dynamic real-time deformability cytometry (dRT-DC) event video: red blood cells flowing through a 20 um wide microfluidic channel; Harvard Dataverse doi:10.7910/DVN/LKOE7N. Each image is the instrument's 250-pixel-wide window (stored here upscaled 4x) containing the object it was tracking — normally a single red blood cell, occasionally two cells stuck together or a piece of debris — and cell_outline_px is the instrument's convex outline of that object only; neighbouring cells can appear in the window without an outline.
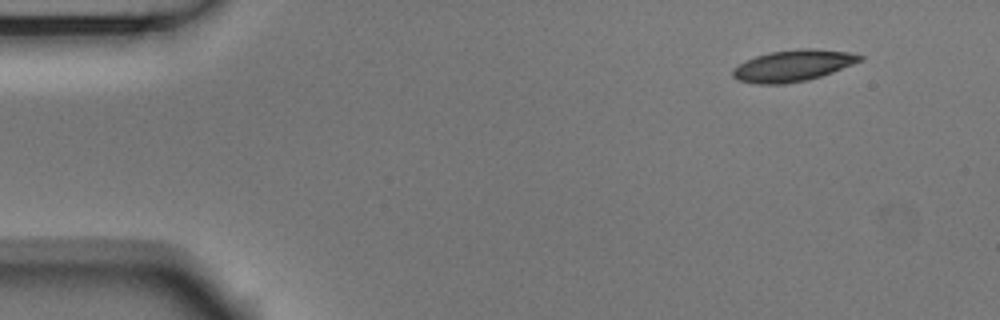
{"species": "Egyptian fruit bat (a non-hibernating species)", "species_latin": "Rousettus aegyptiacus", "temperature_condition": "room temperature", "stored_images_in_passage": 50, "camera_frame_rate_fps": 3000, "um_per_image_px": 0.085, "animal": {"sex": "male"}, "frame": {"image": 1, "passage_image": 1, "time_ms": 0.0, "image_size_px": [1000, 320], "cell_outline_px": [[864, 60], [832, 72], [808, 80], [784, 84], [756, 84], [736, 80], [732, 76], [732, 68], [744, 60], [756, 56], [772, 52], [796, 48], [816, 48], [848, 52], [864, 56]], "centroid_in_image_um": [67.38, 5.58], "position_along_channel_um": 17.6, "area_um2": 23.52}}
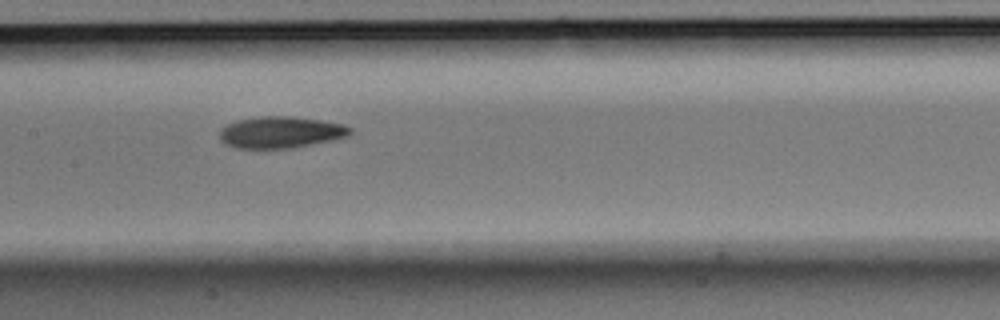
{"frame": {"image": 2, "passage_image": 22, "time_ms": 7.0, "image_size_px": [1000, 320], "cell_outline_px": [[352, 132], [348, 136], [332, 140], [292, 148], [236, 148], [224, 144], [220, 140], [220, 132], [228, 124], [236, 120], [260, 116], [292, 116], [320, 120], [344, 124], [352, 128]], "centroid_in_image_um": [23.87, 11.24], "position_along_channel_um": 183.5, "area_um2": 24.04}}
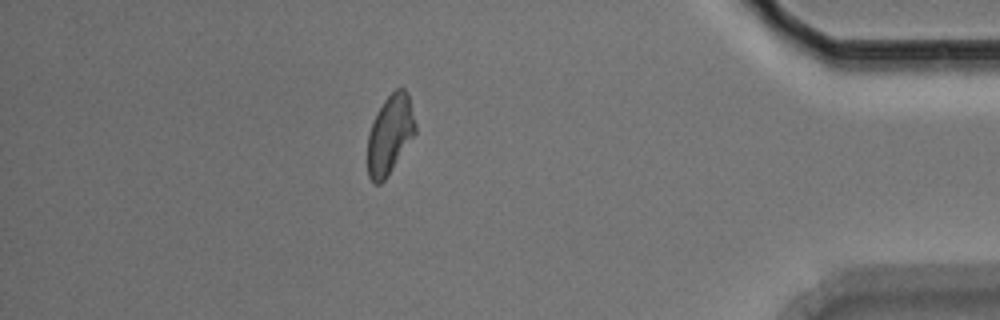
{"frame": {"image": 3, "passage_image": 43, "time_ms": 14.0, "image_size_px": [1000, 320], "cell_outline_px": [[416, 132], [384, 180], [380, 184], [372, 184], [368, 176], [368, 132], [376, 112], [384, 100], [396, 88], [404, 88], [408, 92], [416, 124]], "centroid_in_image_um": [33.13, 11.41], "position_along_channel_um": 402.1, "area_um2": 21.91}, "authors_computed_cell_mechanics": {"area_um2": 23.1489, "velocity_mm_per_s": 3.7114, "shape_relaxation_time_tau1_ms": 4.3247, "shape_relaxation_time_tau2_ms": 4.2734, "deformation_change_tau1": 0.1197, "deformation_change_tau2": 0.1098}}